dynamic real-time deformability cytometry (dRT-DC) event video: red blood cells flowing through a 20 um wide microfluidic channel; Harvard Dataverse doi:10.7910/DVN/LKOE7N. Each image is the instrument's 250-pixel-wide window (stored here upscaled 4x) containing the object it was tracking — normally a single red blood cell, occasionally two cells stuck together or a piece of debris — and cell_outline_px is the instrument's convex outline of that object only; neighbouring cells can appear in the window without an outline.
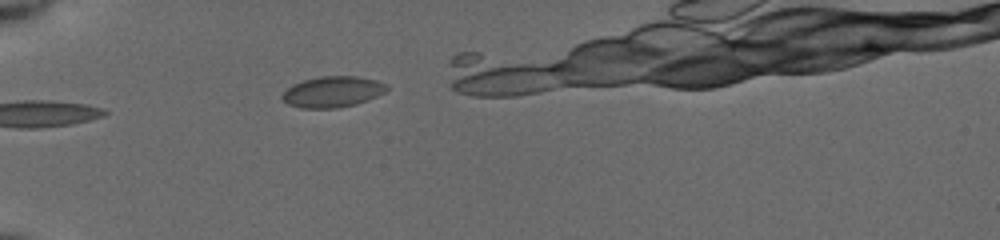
{"species": "common noctule bat (a hibernating species)", "species_latin": "Nyctalus noctula", "temperature_condition": "cold", "stored_images_in_passage": 6, "camera_frame_rate_fps": 3000, "um_per_image_px": 0.085, "animal": {"sex": "female", "body_mass_g": 19.5, "forearm_length_mm": 54.1}, "frame": {"image": 1, "passage_image": 1, "time_ms": 0.0, "image_size_px": [1000, 240], "cell_outline_px": [[388, 88], [384, 92], [376, 96], [356, 104], [336, 108], [300, 108], [288, 104], [280, 96], [292, 84], [304, 80], [320, 76], [356, 76], [376, 80], [384, 84]], "centroid_in_image_um": [28.23, 7.8], "position_along_channel_um": 56.8, "area_um2": 18.67}}
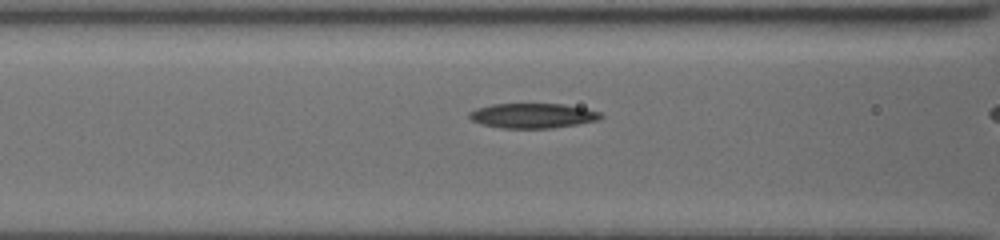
{"frame": {"image": 2, "passage_image": 4, "time_ms": 1.0, "image_size_px": [1000, 240], "cell_outline_px": [[604, 116], [596, 120], [576, 124], [552, 128], [500, 128], [484, 124], [472, 120], [468, 116], [468, 112], [476, 108], [492, 104], [564, 104], [584, 108], [600, 112]], "centroid_in_image_um": [45.26, 9.83], "position_along_channel_um": 121.3, "area_um2": 18.9}}